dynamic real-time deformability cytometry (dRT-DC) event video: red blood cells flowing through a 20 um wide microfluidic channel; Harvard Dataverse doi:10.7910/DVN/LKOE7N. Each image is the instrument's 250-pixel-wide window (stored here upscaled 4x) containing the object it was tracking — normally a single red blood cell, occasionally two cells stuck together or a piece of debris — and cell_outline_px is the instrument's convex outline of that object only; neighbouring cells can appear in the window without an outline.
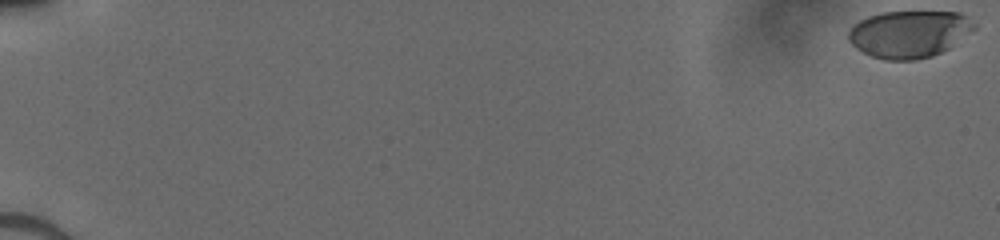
{"species": "human", "species_latin": "Homo sapiens", "temperature_condition": "cold", "stored_images_in_passage": 48, "camera_frame_rate_fps": 3000, "um_per_image_px": 0.085, "donor": {"sex": "male"}, "frame": {"image": 1, "passage_image": 1, "time_ms": 0.0, "image_size_px": [1000, 240], "cell_outline_px": [[976, 28], [948, 48], [932, 56], [916, 60], [884, 60], [872, 56], [856, 48], [848, 40], [848, 32], [860, 20], [868, 16], [884, 12], [960, 12], [976, 24]], "centroid_in_image_um": [77.28, 2.89], "position_along_channel_um": 7.7, "area_um2": 34.28}}
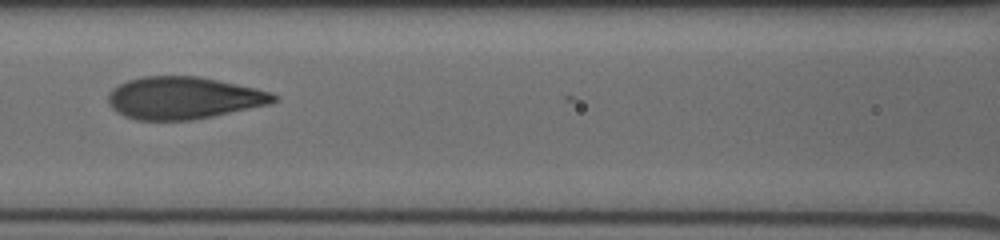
{"frame": {"image": 2, "passage_image": 27, "time_ms": 8.667, "image_size_px": [1000, 240], "cell_outline_px": [[276, 100], [268, 104], [212, 116], [192, 120], [136, 120], [124, 116], [112, 108], [108, 104], [108, 92], [112, 88], [128, 80], [144, 76], [196, 76], [256, 88], [268, 92], [276, 96]], "centroid_in_image_um": [15.53, 8.33], "position_along_channel_um": 151.1, "area_um2": 40.34}}
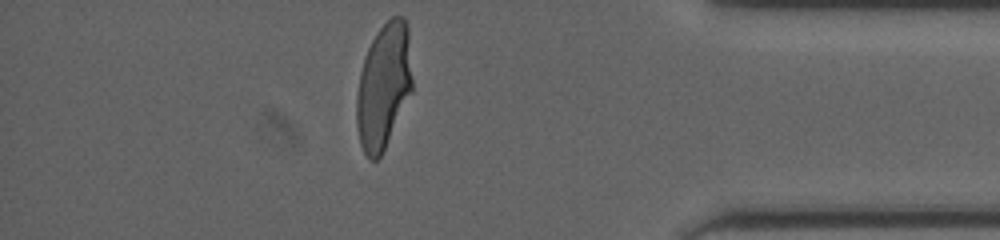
{"frame": {"image": 3, "passage_image": 47, "time_ms": 15.333, "image_size_px": [1000, 240], "cell_outline_px": [[412, 92], [380, 156], [376, 160], [368, 160], [360, 144], [356, 124], [356, 96], [360, 72], [364, 56], [376, 32], [392, 16], [404, 16], [408, 24], [412, 80]], "centroid_in_image_um": [32.6, 7.3], "position_along_channel_um": 402.6, "area_um2": 40.81}}